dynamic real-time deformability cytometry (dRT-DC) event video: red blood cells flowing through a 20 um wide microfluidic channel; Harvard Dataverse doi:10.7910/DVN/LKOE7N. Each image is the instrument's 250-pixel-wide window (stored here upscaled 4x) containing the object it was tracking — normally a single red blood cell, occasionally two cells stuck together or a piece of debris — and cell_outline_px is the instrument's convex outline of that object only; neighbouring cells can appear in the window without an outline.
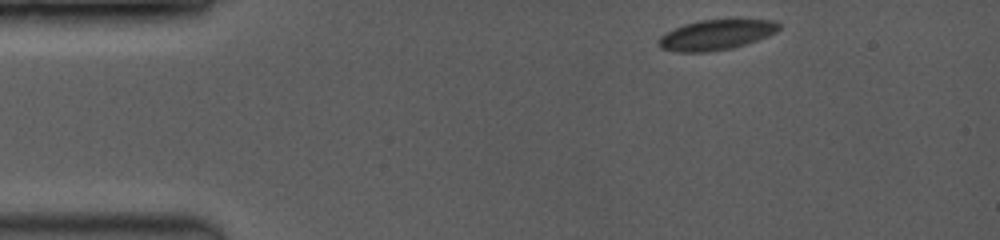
{"species": "common noctule bat (a hibernating species)", "species_latin": "Nyctalus noctula", "temperature_condition": "room temperature", "stored_images_in_passage": 3, "camera_frame_rate_fps": 3500, "um_per_image_px": 0.085, "animal": {"sex": "female", "body_mass_g": 19.0, "forearm_length_mm": 53.3}, "frame": {"image": 1, "passage_image": 1, "time_ms": 0.0, "image_size_px": [1000, 240], "cell_outline_px": [[780, 28], [776, 32], [768, 36], [732, 48], [708, 52], [676, 52], [660, 48], [656, 44], [656, 40], [660, 36], [676, 28], [688, 24], [704, 20], [772, 20], [780, 24]], "centroid_in_image_um": [60.84, 2.98], "position_along_channel_um": 24.2, "area_um2": 20.87}}